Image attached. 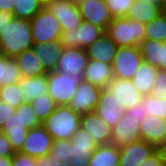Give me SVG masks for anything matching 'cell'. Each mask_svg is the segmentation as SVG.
Wrapping results in <instances>:
<instances>
[{"instance_id": "obj_1", "label": "cell", "mask_w": 166, "mask_h": 166, "mask_svg": "<svg viewBox=\"0 0 166 166\" xmlns=\"http://www.w3.org/2000/svg\"><path fill=\"white\" fill-rule=\"evenodd\" d=\"M30 21L13 18L0 33V53L15 58L33 46Z\"/></svg>"}, {"instance_id": "obj_2", "label": "cell", "mask_w": 166, "mask_h": 166, "mask_svg": "<svg viewBox=\"0 0 166 166\" xmlns=\"http://www.w3.org/2000/svg\"><path fill=\"white\" fill-rule=\"evenodd\" d=\"M80 118L81 114L75 112L68 105L57 106L42 122V126L53 140H71L80 128Z\"/></svg>"}, {"instance_id": "obj_3", "label": "cell", "mask_w": 166, "mask_h": 166, "mask_svg": "<svg viewBox=\"0 0 166 166\" xmlns=\"http://www.w3.org/2000/svg\"><path fill=\"white\" fill-rule=\"evenodd\" d=\"M146 24L127 17H116L109 23L105 33L118 47L140 46L145 40Z\"/></svg>"}, {"instance_id": "obj_4", "label": "cell", "mask_w": 166, "mask_h": 166, "mask_svg": "<svg viewBox=\"0 0 166 166\" xmlns=\"http://www.w3.org/2000/svg\"><path fill=\"white\" fill-rule=\"evenodd\" d=\"M83 81V72L71 74L58 72L56 70L47 72L48 95L57 106L69 105L75 95L79 83Z\"/></svg>"}, {"instance_id": "obj_5", "label": "cell", "mask_w": 166, "mask_h": 166, "mask_svg": "<svg viewBox=\"0 0 166 166\" xmlns=\"http://www.w3.org/2000/svg\"><path fill=\"white\" fill-rule=\"evenodd\" d=\"M30 27L33 43H49L61 38L60 22L46 8L30 20Z\"/></svg>"}, {"instance_id": "obj_6", "label": "cell", "mask_w": 166, "mask_h": 166, "mask_svg": "<svg viewBox=\"0 0 166 166\" xmlns=\"http://www.w3.org/2000/svg\"><path fill=\"white\" fill-rule=\"evenodd\" d=\"M142 61L140 46L119 47L111 64L114 78L131 80Z\"/></svg>"}, {"instance_id": "obj_7", "label": "cell", "mask_w": 166, "mask_h": 166, "mask_svg": "<svg viewBox=\"0 0 166 166\" xmlns=\"http://www.w3.org/2000/svg\"><path fill=\"white\" fill-rule=\"evenodd\" d=\"M104 33L103 28L83 20L77 29L62 31L60 41L65 48L86 49Z\"/></svg>"}, {"instance_id": "obj_8", "label": "cell", "mask_w": 166, "mask_h": 166, "mask_svg": "<svg viewBox=\"0 0 166 166\" xmlns=\"http://www.w3.org/2000/svg\"><path fill=\"white\" fill-rule=\"evenodd\" d=\"M97 146L92 136L79 128L70 140L69 161L73 166H89L91 154Z\"/></svg>"}, {"instance_id": "obj_9", "label": "cell", "mask_w": 166, "mask_h": 166, "mask_svg": "<svg viewBox=\"0 0 166 166\" xmlns=\"http://www.w3.org/2000/svg\"><path fill=\"white\" fill-rule=\"evenodd\" d=\"M102 89L83 80L79 83L75 95L68 106L79 114L94 112Z\"/></svg>"}, {"instance_id": "obj_10", "label": "cell", "mask_w": 166, "mask_h": 166, "mask_svg": "<svg viewBox=\"0 0 166 166\" xmlns=\"http://www.w3.org/2000/svg\"><path fill=\"white\" fill-rule=\"evenodd\" d=\"M46 9L58 19L62 31L77 29L83 22L78 6L70 0H55Z\"/></svg>"}, {"instance_id": "obj_11", "label": "cell", "mask_w": 166, "mask_h": 166, "mask_svg": "<svg viewBox=\"0 0 166 166\" xmlns=\"http://www.w3.org/2000/svg\"><path fill=\"white\" fill-rule=\"evenodd\" d=\"M94 112L112 128L125 114L126 109L115 94L103 88Z\"/></svg>"}, {"instance_id": "obj_12", "label": "cell", "mask_w": 166, "mask_h": 166, "mask_svg": "<svg viewBox=\"0 0 166 166\" xmlns=\"http://www.w3.org/2000/svg\"><path fill=\"white\" fill-rule=\"evenodd\" d=\"M139 125L138 120L125 113L111 128V144L120 148L141 140Z\"/></svg>"}, {"instance_id": "obj_13", "label": "cell", "mask_w": 166, "mask_h": 166, "mask_svg": "<svg viewBox=\"0 0 166 166\" xmlns=\"http://www.w3.org/2000/svg\"><path fill=\"white\" fill-rule=\"evenodd\" d=\"M53 141L51 135L41 125L29 129L22 149L19 152L33 157L44 156L51 151Z\"/></svg>"}, {"instance_id": "obj_14", "label": "cell", "mask_w": 166, "mask_h": 166, "mask_svg": "<svg viewBox=\"0 0 166 166\" xmlns=\"http://www.w3.org/2000/svg\"><path fill=\"white\" fill-rule=\"evenodd\" d=\"M157 151V147L143 140L119 148V166H140Z\"/></svg>"}, {"instance_id": "obj_15", "label": "cell", "mask_w": 166, "mask_h": 166, "mask_svg": "<svg viewBox=\"0 0 166 166\" xmlns=\"http://www.w3.org/2000/svg\"><path fill=\"white\" fill-rule=\"evenodd\" d=\"M77 6L83 20L91 22L103 28L105 31L109 23L113 20V16L105 0H84Z\"/></svg>"}, {"instance_id": "obj_16", "label": "cell", "mask_w": 166, "mask_h": 166, "mask_svg": "<svg viewBox=\"0 0 166 166\" xmlns=\"http://www.w3.org/2000/svg\"><path fill=\"white\" fill-rule=\"evenodd\" d=\"M80 128L88 132L97 145L111 144V127H109L95 112L81 114Z\"/></svg>"}, {"instance_id": "obj_17", "label": "cell", "mask_w": 166, "mask_h": 166, "mask_svg": "<svg viewBox=\"0 0 166 166\" xmlns=\"http://www.w3.org/2000/svg\"><path fill=\"white\" fill-rule=\"evenodd\" d=\"M88 61L89 58L86 49L64 47L55 70L67 74H71L76 71L84 72Z\"/></svg>"}, {"instance_id": "obj_18", "label": "cell", "mask_w": 166, "mask_h": 166, "mask_svg": "<svg viewBox=\"0 0 166 166\" xmlns=\"http://www.w3.org/2000/svg\"><path fill=\"white\" fill-rule=\"evenodd\" d=\"M28 131L29 129L21 119V106L15 109V112L5 121L1 129V133L8 138L15 152L22 149Z\"/></svg>"}, {"instance_id": "obj_19", "label": "cell", "mask_w": 166, "mask_h": 166, "mask_svg": "<svg viewBox=\"0 0 166 166\" xmlns=\"http://www.w3.org/2000/svg\"><path fill=\"white\" fill-rule=\"evenodd\" d=\"M123 104L127 110L141 103L143 96L132 84L131 80L114 78L106 87Z\"/></svg>"}, {"instance_id": "obj_20", "label": "cell", "mask_w": 166, "mask_h": 166, "mask_svg": "<svg viewBox=\"0 0 166 166\" xmlns=\"http://www.w3.org/2000/svg\"><path fill=\"white\" fill-rule=\"evenodd\" d=\"M140 127L141 140L158 147L166 142V120L157 116H147Z\"/></svg>"}, {"instance_id": "obj_21", "label": "cell", "mask_w": 166, "mask_h": 166, "mask_svg": "<svg viewBox=\"0 0 166 166\" xmlns=\"http://www.w3.org/2000/svg\"><path fill=\"white\" fill-rule=\"evenodd\" d=\"M114 79L111 64L89 60L83 72V80L101 88H106Z\"/></svg>"}, {"instance_id": "obj_22", "label": "cell", "mask_w": 166, "mask_h": 166, "mask_svg": "<svg viewBox=\"0 0 166 166\" xmlns=\"http://www.w3.org/2000/svg\"><path fill=\"white\" fill-rule=\"evenodd\" d=\"M32 49L41 61L45 71L51 72L55 70L64 46L60 40H55L49 43H34Z\"/></svg>"}, {"instance_id": "obj_23", "label": "cell", "mask_w": 166, "mask_h": 166, "mask_svg": "<svg viewBox=\"0 0 166 166\" xmlns=\"http://www.w3.org/2000/svg\"><path fill=\"white\" fill-rule=\"evenodd\" d=\"M118 48L119 47L110 39V37L104 33L86 48V52L89 60H97L112 64Z\"/></svg>"}, {"instance_id": "obj_24", "label": "cell", "mask_w": 166, "mask_h": 166, "mask_svg": "<svg viewBox=\"0 0 166 166\" xmlns=\"http://www.w3.org/2000/svg\"><path fill=\"white\" fill-rule=\"evenodd\" d=\"M157 72V67L152 66L144 60L136 70L131 82L142 96L151 94Z\"/></svg>"}, {"instance_id": "obj_25", "label": "cell", "mask_w": 166, "mask_h": 166, "mask_svg": "<svg viewBox=\"0 0 166 166\" xmlns=\"http://www.w3.org/2000/svg\"><path fill=\"white\" fill-rule=\"evenodd\" d=\"M22 77H35L47 74L34 50L28 49L15 57Z\"/></svg>"}, {"instance_id": "obj_26", "label": "cell", "mask_w": 166, "mask_h": 166, "mask_svg": "<svg viewBox=\"0 0 166 166\" xmlns=\"http://www.w3.org/2000/svg\"><path fill=\"white\" fill-rule=\"evenodd\" d=\"M17 84L22 89L25 102L28 103L39 96L48 94L47 74L35 77H21Z\"/></svg>"}, {"instance_id": "obj_27", "label": "cell", "mask_w": 166, "mask_h": 166, "mask_svg": "<svg viewBox=\"0 0 166 166\" xmlns=\"http://www.w3.org/2000/svg\"><path fill=\"white\" fill-rule=\"evenodd\" d=\"M162 13V5H151L141 0H134L127 18L148 24Z\"/></svg>"}, {"instance_id": "obj_28", "label": "cell", "mask_w": 166, "mask_h": 166, "mask_svg": "<svg viewBox=\"0 0 166 166\" xmlns=\"http://www.w3.org/2000/svg\"><path fill=\"white\" fill-rule=\"evenodd\" d=\"M89 166H119V147L98 145L91 154Z\"/></svg>"}, {"instance_id": "obj_29", "label": "cell", "mask_w": 166, "mask_h": 166, "mask_svg": "<svg viewBox=\"0 0 166 166\" xmlns=\"http://www.w3.org/2000/svg\"><path fill=\"white\" fill-rule=\"evenodd\" d=\"M22 77L15 58L0 53V87L17 83Z\"/></svg>"}, {"instance_id": "obj_30", "label": "cell", "mask_w": 166, "mask_h": 166, "mask_svg": "<svg viewBox=\"0 0 166 166\" xmlns=\"http://www.w3.org/2000/svg\"><path fill=\"white\" fill-rule=\"evenodd\" d=\"M143 60L154 67H159L162 61V42L145 39L140 44Z\"/></svg>"}, {"instance_id": "obj_31", "label": "cell", "mask_w": 166, "mask_h": 166, "mask_svg": "<svg viewBox=\"0 0 166 166\" xmlns=\"http://www.w3.org/2000/svg\"><path fill=\"white\" fill-rule=\"evenodd\" d=\"M0 101L17 109L25 103V97L21 87H19L17 83H13L0 87Z\"/></svg>"}, {"instance_id": "obj_32", "label": "cell", "mask_w": 166, "mask_h": 166, "mask_svg": "<svg viewBox=\"0 0 166 166\" xmlns=\"http://www.w3.org/2000/svg\"><path fill=\"white\" fill-rule=\"evenodd\" d=\"M42 8L38 0H16L12 14L30 21Z\"/></svg>"}, {"instance_id": "obj_33", "label": "cell", "mask_w": 166, "mask_h": 166, "mask_svg": "<svg viewBox=\"0 0 166 166\" xmlns=\"http://www.w3.org/2000/svg\"><path fill=\"white\" fill-rule=\"evenodd\" d=\"M145 39L166 42V14L161 13L157 18L146 24Z\"/></svg>"}, {"instance_id": "obj_34", "label": "cell", "mask_w": 166, "mask_h": 166, "mask_svg": "<svg viewBox=\"0 0 166 166\" xmlns=\"http://www.w3.org/2000/svg\"><path fill=\"white\" fill-rule=\"evenodd\" d=\"M36 116L42 123L57 107L54 100L48 95L44 94L29 102Z\"/></svg>"}, {"instance_id": "obj_35", "label": "cell", "mask_w": 166, "mask_h": 166, "mask_svg": "<svg viewBox=\"0 0 166 166\" xmlns=\"http://www.w3.org/2000/svg\"><path fill=\"white\" fill-rule=\"evenodd\" d=\"M141 103L147 116H157L166 120V98L160 99L149 94L143 96Z\"/></svg>"}, {"instance_id": "obj_36", "label": "cell", "mask_w": 166, "mask_h": 166, "mask_svg": "<svg viewBox=\"0 0 166 166\" xmlns=\"http://www.w3.org/2000/svg\"><path fill=\"white\" fill-rule=\"evenodd\" d=\"M134 0H105L113 18L126 17Z\"/></svg>"}, {"instance_id": "obj_37", "label": "cell", "mask_w": 166, "mask_h": 166, "mask_svg": "<svg viewBox=\"0 0 166 166\" xmlns=\"http://www.w3.org/2000/svg\"><path fill=\"white\" fill-rule=\"evenodd\" d=\"M21 119L28 129H33L42 125L32 109L31 104L28 102L21 105Z\"/></svg>"}, {"instance_id": "obj_38", "label": "cell", "mask_w": 166, "mask_h": 166, "mask_svg": "<svg viewBox=\"0 0 166 166\" xmlns=\"http://www.w3.org/2000/svg\"><path fill=\"white\" fill-rule=\"evenodd\" d=\"M49 153H54V157L60 159L62 162L65 160L69 161L70 140H54Z\"/></svg>"}, {"instance_id": "obj_39", "label": "cell", "mask_w": 166, "mask_h": 166, "mask_svg": "<svg viewBox=\"0 0 166 166\" xmlns=\"http://www.w3.org/2000/svg\"><path fill=\"white\" fill-rule=\"evenodd\" d=\"M151 95L160 99L166 98V70L158 69Z\"/></svg>"}, {"instance_id": "obj_40", "label": "cell", "mask_w": 166, "mask_h": 166, "mask_svg": "<svg viewBox=\"0 0 166 166\" xmlns=\"http://www.w3.org/2000/svg\"><path fill=\"white\" fill-rule=\"evenodd\" d=\"M36 166H73L70 161H60V159L54 157V153H48L47 155L37 157Z\"/></svg>"}, {"instance_id": "obj_41", "label": "cell", "mask_w": 166, "mask_h": 166, "mask_svg": "<svg viewBox=\"0 0 166 166\" xmlns=\"http://www.w3.org/2000/svg\"><path fill=\"white\" fill-rule=\"evenodd\" d=\"M37 157L16 152L11 157L12 166H36Z\"/></svg>"}, {"instance_id": "obj_42", "label": "cell", "mask_w": 166, "mask_h": 166, "mask_svg": "<svg viewBox=\"0 0 166 166\" xmlns=\"http://www.w3.org/2000/svg\"><path fill=\"white\" fill-rule=\"evenodd\" d=\"M15 153L8 138L0 133V157H12Z\"/></svg>"}, {"instance_id": "obj_43", "label": "cell", "mask_w": 166, "mask_h": 166, "mask_svg": "<svg viewBox=\"0 0 166 166\" xmlns=\"http://www.w3.org/2000/svg\"><path fill=\"white\" fill-rule=\"evenodd\" d=\"M127 115H131L134 119L138 120V124H141L142 120L147 117V114L144 111L142 103L135 105L126 110L125 112Z\"/></svg>"}, {"instance_id": "obj_44", "label": "cell", "mask_w": 166, "mask_h": 166, "mask_svg": "<svg viewBox=\"0 0 166 166\" xmlns=\"http://www.w3.org/2000/svg\"><path fill=\"white\" fill-rule=\"evenodd\" d=\"M15 112V109L5 102L0 101V130L4 126L5 121Z\"/></svg>"}, {"instance_id": "obj_45", "label": "cell", "mask_w": 166, "mask_h": 166, "mask_svg": "<svg viewBox=\"0 0 166 166\" xmlns=\"http://www.w3.org/2000/svg\"><path fill=\"white\" fill-rule=\"evenodd\" d=\"M140 166H164L160 153L156 151L147 158Z\"/></svg>"}, {"instance_id": "obj_46", "label": "cell", "mask_w": 166, "mask_h": 166, "mask_svg": "<svg viewBox=\"0 0 166 166\" xmlns=\"http://www.w3.org/2000/svg\"><path fill=\"white\" fill-rule=\"evenodd\" d=\"M14 18V15L10 12L0 11V33L2 29L10 24V21Z\"/></svg>"}, {"instance_id": "obj_47", "label": "cell", "mask_w": 166, "mask_h": 166, "mask_svg": "<svg viewBox=\"0 0 166 166\" xmlns=\"http://www.w3.org/2000/svg\"><path fill=\"white\" fill-rule=\"evenodd\" d=\"M16 0H0V11L13 12Z\"/></svg>"}, {"instance_id": "obj_48", "label": "cell", "mask_w": 166, "mask_h": 166, "mask_svg": "<svg viewBox=\"0 0 166 166\" xmlns=\"http://www.w3.org/2000/svg\"><path fill=\"white\" fill-rule=\"evenodd\" d=\"M158 69L166 70V42H162V61Z\"/></svg>"}, {"instance_id": "obj_49", "label": "cell", "mask_w": 166, "mask_h": 166, "mask_svg": "<svg viewBox=\"0 0 166 166\" xmlns=\"http://www.w3.org/2000/svg\"><path fill=\"white\" fill-rule=\"evenodd\" d=\"M157 151L160 153L164 166H166V142L159 145Z\"/></svg>"}, {"instance_id": "obj_50", "label": "cell", "mask_w": 166, "mask_h": 166, "mask_svg": "<svg viewBox=\"0 0 166 166\" xmlns=\"http://www.w3.org/2000/svg\"><path fill=\"white\" fill-rule=\"evenodd\" d=\"M0 166H12L11 157H0Z\"/></svg>"}, {"instance_id": "obj_51", "label": "cell", "mask_w": 166, "mask_h": 166, "mask_svg": "<svg viewBox=\"0 0 166 166\" xmlns=\"http://www.w3.org/2000/svg\"><path fill=\"white\" fill-rule=\"evenodd\" d=\"M151 5H163V0H141Z\"/></svg>"}, {"instance_id": "obj_52", "label": "cell", "mask_w": 166, "mask_h": 166, "mask_svg": "<svg viewBox=\"0 0 166 166\" xmlns=\"http://www.w3.org/2000/svg\"><path fill=\"white\" fill-rule=\"evenodd\" d=\"M38 1L43 8H46L48 5L52 4L55 0H38Z\"/></svg>"}, {"instance_id": "obj_53", "label": "cell", "mask_w": 166, "mask_h": 166, "mask_svg": "<svg viewBox=\"0 0 166 166\" xmlns=\"http://www.w3.org/2000/svg\"><path fill=\"white\" fill-rule=\"evenodd\" d=\"M162 13L166 14V0H163Z\"/></svg>"}, {"instance_id": "obj_54", "label": "cell", "mask_w": 166, "mask_h": 166, "mask_svg": "<svg viewBox=\"0 0 166 166\" xmlns=\"http://www.w3.org/2000/svg\"><path fill=\"white\" fill-rule=\"evenodd\" d=\"M72 1L74 4L78 5L80 2L84 1V0H70Z\"/></svg>"}]
</instances>
